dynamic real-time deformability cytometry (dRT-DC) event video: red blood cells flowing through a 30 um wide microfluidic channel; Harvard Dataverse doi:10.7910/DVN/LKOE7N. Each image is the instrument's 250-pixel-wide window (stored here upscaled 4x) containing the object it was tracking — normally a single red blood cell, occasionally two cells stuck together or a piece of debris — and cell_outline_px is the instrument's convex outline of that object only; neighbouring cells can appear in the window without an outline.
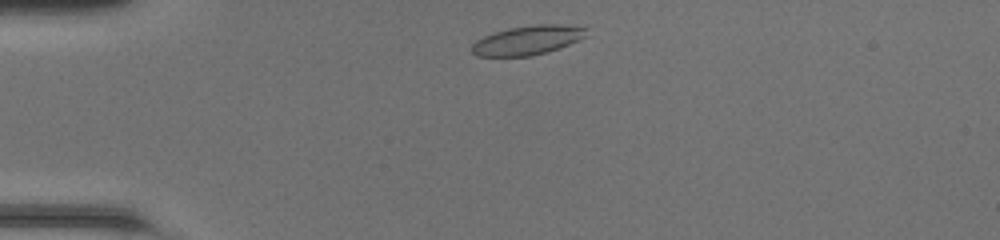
{"species": "common noctule bat (a hibernating species)", "species_latin": "Nyctalus noctula", "temperature_condition": "room temperature", "stored_images_in_passage": 39, "camera_frame_rate_fps": 3000, "um_per_image_px": 0.085, "animal": {"sex": "female", "body_mass_g": 20.0, "forearm_length_mm": 54.0}, "frame": {"image": 1, "passage_image": 2, "time_ms": 0.333, "image_size_px": [1000, 240], "cell_outline_px": [[588, 36], [580, 40], [560, 48], [532, 56], [476, 56], [472, 52], [472, 44], [476, 40], [484, 36], [508, 28], [536, 24], [560, 24], [588, 28]], "centroid_in_image_um": [44.89, 3.41], "position_along_channel_um": 40.1, "area_um2": 19.65}}
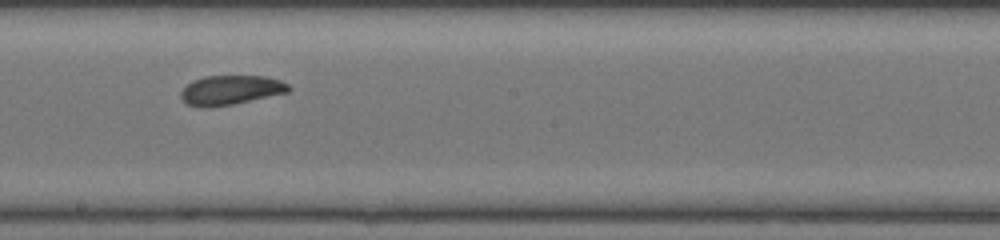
{"frame": {"image": 2, "passage_image": 18, "time_ms": 5.667, "image_size_px": [1000, 240], "cell_outline_px": [[292, 88], [288, 92], [232, 104], [212, 108], [200, 108], [188, 104], [180, 96], [180, 92], [192, 80], [204, 76], [264, 76], [280, 80], [288, 84]], "centroid_in_image_um": [19.59, 7.66], "position_along_channel_um": 228.6, "area_um2": 18.5}}
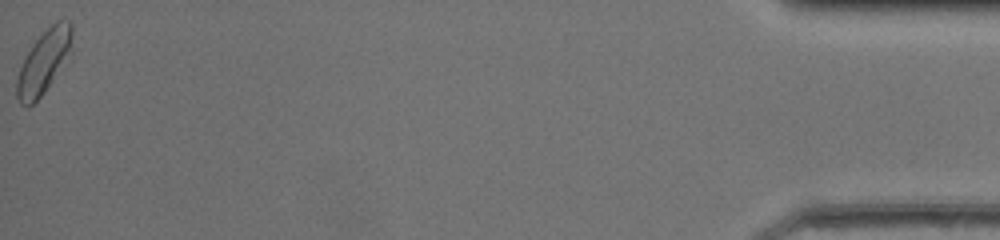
{"frame": {"image": 3, "passage_image": 39, "time_ms": 12.667, "image_size_px": [1000, 240], "cell_outline_px": [[72, 36], [68, 48], [52, 80], [44, 92], [28, 108], [20, 104], [16, 96], [16, 80], [20, 68], [32, 44], [56, 20], [68, 20], [72, 24]], "centroid_in_image_um": [3.64, 5.28], "position_along_channel_um": 431.6, "area_um2": 19.25}, "authors_computed_cell_mechanics": {"area_um2": 18.6116, "velocity_mm_per_s": 4.2612, "shape_relaxation_time_tau1_ms": 2.1769, "shape_relaxation_time_tau2_ms": 1.6106, "deformation_change_tau1": 0.1016, "deformation_change_tau2": 0.0699}}